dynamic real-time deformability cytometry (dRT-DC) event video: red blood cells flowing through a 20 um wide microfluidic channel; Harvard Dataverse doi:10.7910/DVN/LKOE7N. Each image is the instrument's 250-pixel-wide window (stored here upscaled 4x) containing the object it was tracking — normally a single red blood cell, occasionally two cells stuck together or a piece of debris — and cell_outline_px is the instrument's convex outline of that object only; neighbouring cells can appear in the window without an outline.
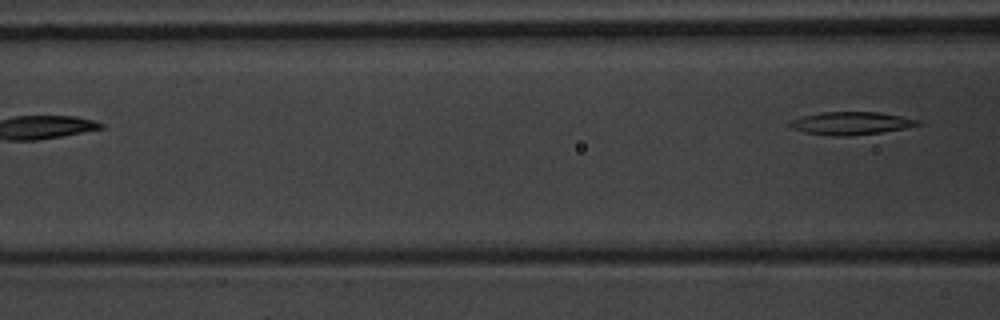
{"species": "common noctule bat (a hibernating species)", "species_latin": "Nyctalus noctula", "temperature_condition": "warm", "stored_images_in_passage": 5, "camera_frame_rate_fps": 3000, "um_per_image_px": 0.085, "animal": {"sex": "male", "body_mass_g": 20.1, "forearm_length_mm": 53.5}, "frame": {"image": 1, "passage_image": 5, "time_ms": 5.0, "image_size_px": [1000, 320], "cell_outline_px": [[924, 124], [904, 128], [880, 132], [848, 136], [836, 136], [804, 132], [788, 124], [792, 120], [804, 116], [824, 112], [880, 112], [920, 120]], "centroid_in_image_um": [72.41, 10.47], "position_along_channel_um": 94.2, "area_um2": 16.7}}